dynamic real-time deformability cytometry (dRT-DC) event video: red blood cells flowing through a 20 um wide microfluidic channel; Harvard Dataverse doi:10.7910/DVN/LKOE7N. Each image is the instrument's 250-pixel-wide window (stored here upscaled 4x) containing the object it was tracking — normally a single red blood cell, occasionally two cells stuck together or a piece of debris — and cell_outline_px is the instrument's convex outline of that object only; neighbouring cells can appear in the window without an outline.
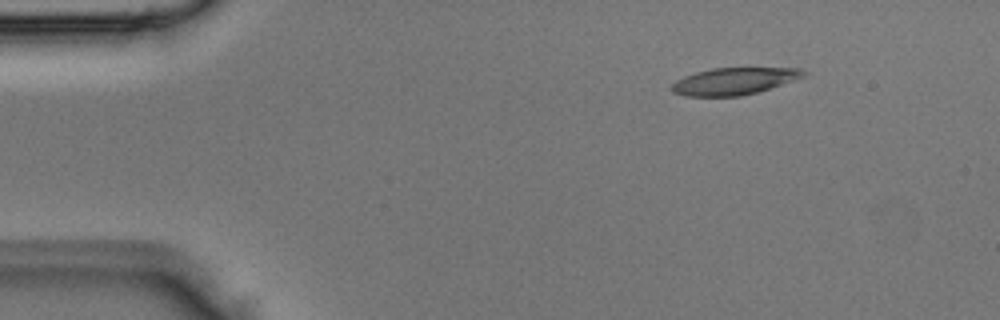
{"species": "Egyptian fruit bat (a non-hibernating species)", "species_latin": "Rousettus aegyptiacus", "temperature_condition": "room temperature", "stored_images_in_passage": 4, "camera_frame_rate_fps": 3000, "um_per_image_px": 0.085, "animal": {"sex": "male"}, "frame": {"image": 1, "passage_image": 1, "time_ms": 0.0, "image_size_px": [1000, 320], "cell_outline_px": [[804, 76], [756, 92], [740, 96], [684, 96], [672, 92], [672, 84], [676, 80], [684, 76], [696, 72], [712, 68], [800, 68], [804, 72]], "centroid_in_image_um": [62.31, 6.9], "position_along_channel_um": 22.7, "area_um2": 20.35}}